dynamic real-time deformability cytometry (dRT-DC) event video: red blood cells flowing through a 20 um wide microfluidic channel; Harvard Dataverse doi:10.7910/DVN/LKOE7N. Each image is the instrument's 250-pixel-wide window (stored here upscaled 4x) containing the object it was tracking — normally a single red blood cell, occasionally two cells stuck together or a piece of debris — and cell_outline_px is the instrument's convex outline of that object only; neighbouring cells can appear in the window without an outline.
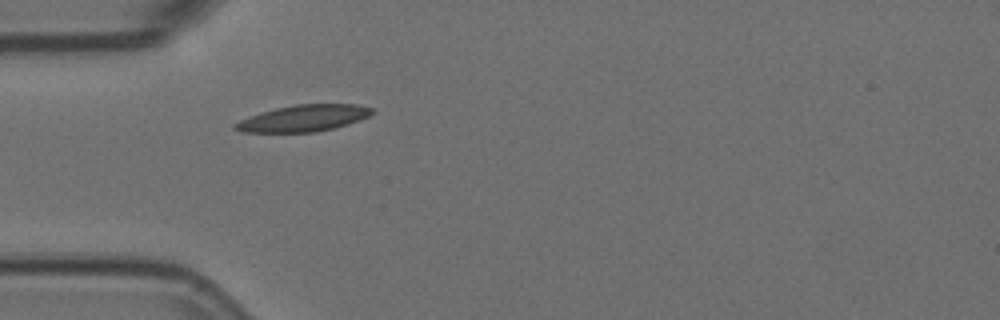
{"species": "Egyptian fruit bat (a non-hibernating species)", "species_latin": "Rousettus aegyptiacus", "temperature_condition": "room temperature", "stored_images_in_passage": 1, "camera_frame_rate_fps": 3000, "um_per_image_px": 0.085, "animal": {"sex": "female"}, "frame": {"image": 1, "passage_image": 1, "time_ms": 0.0, "image_size_px": [1000, 320], "cell_outline_px": [[376, 112], [368, 116], [332, 128], [316, 132], [240, 132], [232, 128], [232, 124], [240, 120], [276, 108], [296, 104], [356, 104], [372, 108]], "centroid_in_image_um": [25.77, 10.05], "position_along_channel_um": 59.2, "area_um2": 20.81}}